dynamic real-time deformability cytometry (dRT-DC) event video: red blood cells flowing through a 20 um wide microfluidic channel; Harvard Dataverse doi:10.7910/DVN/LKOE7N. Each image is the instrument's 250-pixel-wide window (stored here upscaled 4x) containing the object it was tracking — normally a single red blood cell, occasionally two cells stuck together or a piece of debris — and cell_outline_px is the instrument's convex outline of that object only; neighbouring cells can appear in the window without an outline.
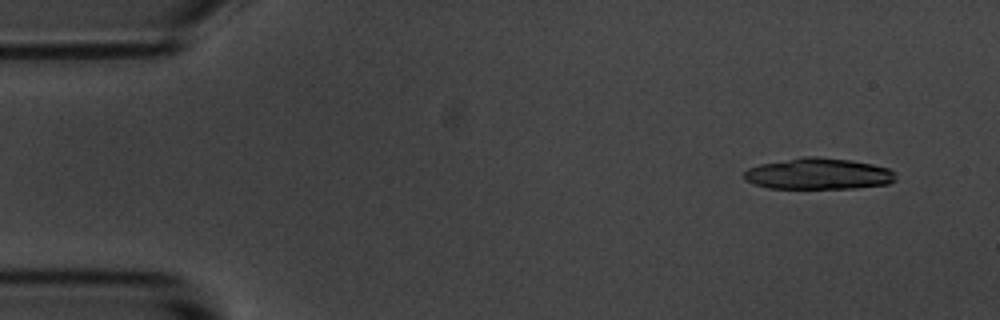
{"species": "common noctule bat (a hibernating species)", "species_latin": "Nyctalus noctula", "temperature_condition": "room temperature", "stored_images_in_passage": 9, "camera_frame_rate_fps": 3000, "um_per_image_px": 0.085, "animal": {"sex": "male", "body_mass_g": 20.1, "forearm_length_mm": 53.5}, "frame": {"image": 1, "passage_image": 2, "time_ms": 1.0, "image_size_px": [1000, 320], "cell_outline_px": [[896, 180], [888, 184], [856, 188], [768, 188], [752, 184], [744, 180], [744, 172], [748, 168], [760, 164], [804, 156], [816, 156], [848, 160], [872, 164], [888, 168], [896, 172]], "centroid_in_image_um": [69.56, 14.78], "position_along_channel_um": 15.4, "area_um2": 27.74}}
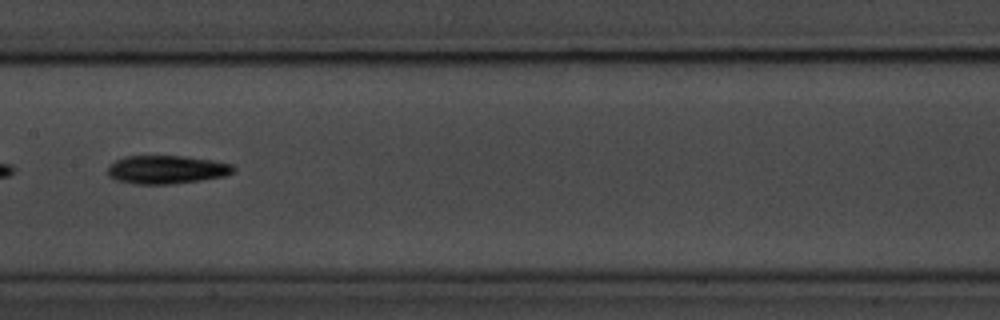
{"frame": {"image": 2, "passage_image": 8, "time_ms": 8.667, "image_size_px": [1000, 320], "cell_outline_px": [[236, 172], [224, 176], [200, 180], [172, 184], [136, 184], [116, 180], [108, 176], [108, 168], [116, 160], [124, 156], [184, 156], [212, 160], [232, 164], [236, 168]], "centroid_in_image_um": [14.19, 14.42], "position_along_channel_um": 193.2, "area_um2": 20.81}}
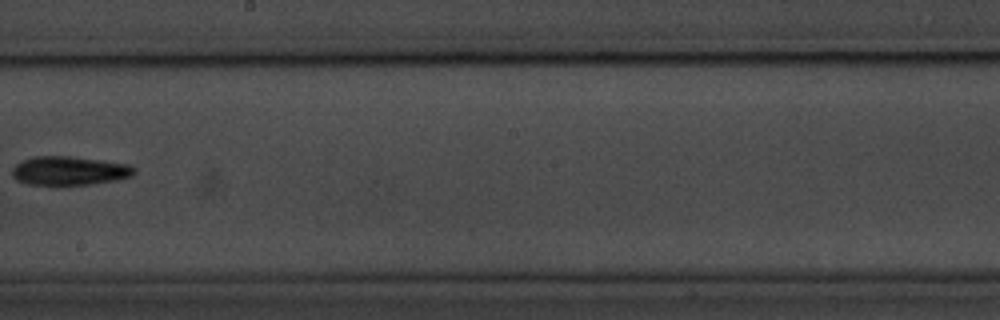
{"frame": {"image": 3, "passage_image": 9, "time_ms": 10.0, "image_size_px": [1000, 320], "cell_outline_px": [[136, 172], [132, 176], [116, 180], [88, 184], [28, 184], [16, 180], [12, 176], [12, 168], [16, 164], [32, 156], [72, 156], [132, 164], [136, 168]], "centroid_in_image_um": [5.93, 14.49], "position_along_channel_um": 242.3, "area_um2": 20.58}}